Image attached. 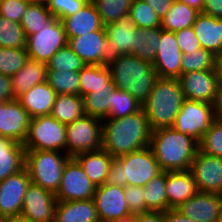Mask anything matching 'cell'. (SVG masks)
<instances>
[{
	"instance_id": "e575fe53",
	"label": "cell",
	"mask_w": 222,
	"mask_h": 222,
	"mask_svg": "<svg viewBox=\"0 0 222 222\" xmlns=\"http://www.w3.org/2000/svg\"><path fill=\"white\" fill-rule=\"evenodd\" d=\"M53 18L45 2L28 4L26 12L21 18V26L26 38L41 29Z\"/></svg>"
},
{
	"instance_id": "9a60e30c",
	"label": "cell",
	"mask_w": 222,
	"mask_h": 222,
	"mask_svg": "<svg viewBox=\"0 0 222 222\" xmlns=\"http://www.w3.org/2000/svg\"><path fill=\"white\" fill-rule=\"evenodd\" d=\"M178 81L184 99L213 103L219 85L217 69L181 74Z\"/></svg>"
},
{
	"instance_id": "7bdbcfd3",
	"label": "cell",
	"mask_w": 222,
	"mask_h": 222,
	"mask_svg": "<svg viewBox=\"0 0 222 222\" xmlns=\"http://www.w3.org/2000/svg\"><path fill=\"white\" fill-rule=\"evenodd\" d=\"M110 92L94 91L83 96L85 115L106 119L109 116Z\"/></svg>"
},
{
	"instance_id": "ba28073f",
	"label": "cell",
	"mask_w": 222,
	"mask_h": 222,
	"mask_svg": "<svg viewBox=\"0 0 222 222\" xmlns=\"http://www.w3.org/2000/svg\"><path fill=\"white\" fill-rule=\"evenodd\" d=\"M214 121L212 104L184 99L173 128L200 142Z\"/></svg>"
},
{
	"instance_id": "8992f818",
	"label": "cell",
	"mask_w": 222,
	"mask_h": 222,
	"mask_svg": "<svg viewBox=\"0 0 222 222\" xmlns=\"http://www.w3.org/2000/svg\"><path fill=\"white\" fill-rule=\"evenodd\" d=\"M22 145L25 150L65 152L66 125L51 115L31 118L27 136Z\"/></svg>"
},
{
	"instance_id": "484cf974",
	"label": "cell",
	"mask_w": 222,
	"mask_h": 222,
	"mask_svg": "<svg viewBox=\"0 0 222 222\" xmlns=\"http://www.w3.org/2000/svg\"><path fill=\"white\" fill-rule=\"evenodd\" d=\"M54 222H100L93 199L57 201Z\"/></svg>"
},
{
	"instance_id": "3957f363",
	"label": "cell",
	"mask_w": 222,
	"mask_h": 222,
	"mask_svg": "<svg viewBox=\"0 0 222 222\" xmlns=\"http://www.w3.org/2000/svg\"><path fill=\"white\" fill-rule=\"evenodd\" d=\"M116 88L131 94L143 104L159 78L153 64L131 54L120 55L107 66Z\"/></svg>"
},
{
	"instance_id": "b9f144b4",
	"label": "cell",
	"mask_w": 222,
	"mask_h": 222,
	"mask_svg": "<svg viewBox=\"0 0 222 222\" xmlns=\"http://www.w3.org/2000/svg\"><path fill=\"white\" fill-rule=\"evenodd\" d=\"M85 65L67 44L47 62V71H80Z\"/></svg>"
},
{
	"instance_id": "f546056e",
	"label": "cell",
	"mask_w": 222,
	"mask_h": 222,
	"mask_svg": "<svg viewBox=\"0 0 222 222\" xmlns=\"http://www.w3.org/2000/svg\"><path fill=\"white\" fill-rule=\"evenodd\" d=\"M79 77L82 97L94 91H113L116 88L107 66L85 65L79 71Z\"/></svg>"
},
{
	"instance_id": "f35d334b",
	"label": "cell",
	"mask_w": 222,
	"mask_h": 222,
	"mask_svg": "<svg viewBox=\"0 0 222 222\" xmlns=\"http://www.w3.org/2000/svg\"><path fill=\"white\" fill-rule=\"evenodd\" d=\"M216 69V56L200 47L192 53L182 54L181 74Z\"/></svg>"
},
{
	"instance_id": "f5cc1de1",
	"label": "cell",
	"mask_w": 222,
	"mask_h": 222,
	"mask_svg": "<svg viewBox=\"0 0 222 222\" xmlns=\"http://www.w3.org/2000/svg\"><path fill=\"white\" fill-rule=\"evenodd\" d=\"M152 7L155 13L162 20L167 14L175 0H143Z\"/></svg>"
},
{
	"instance_id": "816d5d0a",
	"label": "cell",
	"mask_w": 222,
	"mask_h": 222,
	"mask_svg": "<svg viewBox=\"0 0 222 222\" xmlns=\"http://www.w3.org/2000/svg\"><path fill=\"white\" fill-rule=\"evenodd\" d=\"M15 100L12 92L11 76L0 73V103Z\"/></svg>"
},
{
	"instance_id": "c3c4849f",
	"label": "cell",
	"mask_w": 222,
	"mask_h": 222,
	"mask_svg": "<svg viewBox=\"0 0 222 222\" xmlns=\"http://www.w3.org/2000/svg\"><path fill=\"white\" fill-rule=\"evenodd\" d=\"M28 4L23 0H0V16L20 23Z\"/></svg>"
},
{
	"instance_id": "e0dca14e",
	"label": "cell",
	"mask_w": 222,
	"mask_h": 222,
	"mask_svg": "<svg viewBox=\"0 0 222 222\" xmlns=\"http://www.w3.org/2000/svg\"><path fill=\"white\" fill-rule=\"evenodd\" d=\"M93 200L100 222H109L131 214L124 197V187L106 183L97 186Z\"/></svg>"
},
{
	"instance_id": "44dd1931",
	"label": "cell",
	"mask_w": 222,
	"mask_h": 222,
	"mask_svg": "<svg viewBox=\"0 0 222 222\" xmlns=\"http://www.w3.org/2000/svg\"><path fill=\"white\" fill-rule=\"evenodd\" d=\"M107 40L105 27L68 39V46L86 65H102V54Z\"/></svg>"
},
{
	"instance_id": "ac0fdd59",
	"label": "cell",
	"mask_w": 222,
	"mask_h": 222,
	"mask_svg": "<svg viewBox=\"0 0 222 222\" xmlns=\"http://www.w3.org/2000/svg\"><path fill=\"white\" fill-rule=\"evenodd\" d=\"M182 54L175 32L161 28L160 45L152 63L158 77L178 79L181 76Z\"/></svg>"
},
{
	"instance_id": "be15d7a7",
	"label": "cell",
	"mask_w": 222,
	"mask_h": 222,
	"mask_svg": "<svg viewBox=\"0 0 222 222\" xmlns=\"http://www.w3.org/2000/svg\"><path fill=\"white\" fill-rule=\"evenodd\" d=\"M23 1H26V2H28L29 4L45 2V0H23Z\"/></svg>"
},
{
	"instance_id": "30bf717a",
	"label": "cell",
	"mask_w": 222,
	"mask_h": 222,
	"mask_svg": "<svg viewBox=\"0 0 222 222\" xmlns=\"http://www.w3.org/2000/svg\"><path fill=\"white\" fill-rule=\"evenodd\" d=\"M116 159L123 165L122 175L127 186L144 187L162 172L149 146Z\"/></svg>"
},
{
	"instance_id": "7dc6e473",
	"label": "cell",
	"mask_w": 222,
	"mask_h": 222,
	"mask_svg": "<svg viewBox=\"0 0 222 222\" xmlns=\"http://www.w3.org/2000/svg\"><path fill=\"white\" fill-rule=\"evenodd\" d=\"M124 197L131 214L146 212L144 187L126 186L124 187Z\"/></svg>"
},
{
	"instance_id": "d6986e66",
	"label": "cell",
	"mask_w": 222,
	"mask_h": 222,
	"mask_svg": "<svg viewBox=\"0 0 222 222\" xmlns=\"http://www.w3.org/2000/svg\"><path fill=\"white\" fill-rule=\"evenodd\" d=\"M31 117L15 99L0 103V135L23 144L26 139Z\"/></svg>"
},
{
	"instance_id": "681fc988",
	"label": "cell",
	"mask_w": 222,
	"mask_h": 222,
	"mask_svg": "<svg viewBox=\"0 0 222 222\" xmlns=\"http://www.w3.org/2000/svg\"><path fill=\"white\" fill-rule=\"evenodd\" d=\"M175 37L183 54L192 53L201 47L193 27H187L175 32Z\"/></svg>"
},
{
	"instance_id": "7a4b0ae2",
	"label": "cell",
	"mask_w": 222,
	"mask_h": 222,
	"mask_svg": "<svg viewBox=\"0 0 222 222\" xmlns=\"http://www.w3.org/2000/svg\"><path fill=\"white\" fill-rule=\"evenodd\" d=\"M149 147L162 171H187L199 150V142L168 127L151 132Z\"/></svg>"
},
{
	"instance_id": "9c48e42d",
	"label": "cell",
	"mask_w": 222,
	"mask_h": 222,
	"mask_svg": "<svg viewBox=\"0 0 222 222\" xmlns=\"http://www.w3.org/2000/svg\"><path fill=\"white\" fill-rule=\"evenodd\" d=\"M67 43L68 39L61 20L53 17L40 32L27 37L28 58L47 64L50 58Z\"/></svg>"
},
{
	"instance_id": "9f6ffc18",
	"label": "cell",
	"mask_w": 222,
	"mask_h": 222,
	"mask_svg": "<svg viewBox=\"0 0 222 222\" xmlns=\"http://www.w3.org/2000/svg\"><path fill=\"white\" fill-rule=\"evenodd\" d=\"M137 222H165L164 212L148 211L145 213H138Z\"/></svg>"
},
{
	"instance_id": "4316f807",
	"label": "cell",
	"mask_w": 222,
	"mask_h": 222,
	"mask_svg": "<svg viewBox=\"0 0 222 222\" xmlns=\"http://www.w3.org/2000/svg\"><path fill=\"white\" fill-rule=\"evenodd\" d=\"M74 158L96 187L106 183L109 168L114 159L109 153L99 149L78 154Z\"/></svg>"
},
{
	"instance_id": "94428289",
	"label": "cell",
	"mask_w": 222,
	"mask_h": 222,
	"mask_svg": "<svg viewBox=\"0 0 222 222\" xmlns=\"http://www.w3.org/2000/svg\"><path fill=\"white\" fill-rule=\"evenodd\" d=\"M0 222H36V221L28 220L26 218L18 216V217H5L0 219Z\"/></svg>"
},
{
	"instance_id": "5bb4252c",
	"label": "cell",
	"mask_w": 222,
	"mask_h": 222,
	"mask_svg": "<svg viewBox=\"0 0 222 222\" xmlns=\"http://www.w3.org/2000/svg\"><path fill=\"white\" fill-rule=\"evenodd\" d=\"M30 183L26 168L0 182V219L21 216L24 195Z\"/></svg>"
},
{
	"instance_id": "60d3db41",
	"label": "cell",
	"mask_w": 222,
	"mask_h": 222,
	"mask_svg": "<svg viewBox=\"0 0 222 222\" xmlns=\"http://www.w3.org/2000/svg\"><path fill=\"white\" fill-rule=\"evenodd\" d=\"M26 40L20 23L0 16V47L26 48Z\"/></svg>"
},
{
	"instance_id": "6f0895ef",
	"label": "cell",
	"mask_w": 222,
	"mask_h": 222,
	"mask_svg": "<svg viewBox=\"0 0 222 222\" xmlns=\"http://www.w3.org/2000/svg\"><path fill=\"white\" fill-rule=\"evenodd\" d=\"M215 120L222 121V85H218L214 101L212 103Z\"/></svg>"
},
{
	"instance_id": "83f0119b",
	"label": "cell",
	"mask_w": 222,
	"mask_h": 222,
	"mask_svg": "<svg viewBox=\"0 0 222 222\" xmlns=\"http://www.w3.org/2000/svg\"><path fill=\"white\" fill-rule=\"evenodd\" d=\"M47 64L28 59L24 66L11 76L13 97L17 99L21 94L30 90L36 84L46 81Z\"/></svg>"
},
{
	"instance_id": "7402d4cb",
	"label": "cell",
	"mask_w": 222,
	"mask_h": 222,
	"mask_svg": "<svg viewBox=\"0 0 222 222\" xmlns=\"http://www.w3.org/2000/svg\"><path fill=\"white\" fill-rule=\"evenodd\" d=\"M56 92L44 81L36 84L17 98L31 118L50 115Z\"/></svg>"
},
{
	"instance_id": "4dcf8cb0",
	"label": "cell",
	"mask_w": 222,
	"mask_h": 222,
	"mask_svg": "<svg viewBox=\"0 0 222 222\" xmlns=\"http://www.w3.org/2000/svg\"><path fill=\"white\" fill-rule=\"evenodd\" d=\"M50 115L57 121L67 125L85 115L83 97L80 95H56Z\"/></svg>"
},
{
	"instance_id": "52a82bcc",
	"label": "cell",
	"mask_w": 222,
	"mask_h": 222,
	"mask_svg": "<svg viewBox=\"0 0 222 222\" xmlns=\"http://www.w3.org/2000/svg\"><path fill=\"white\" fill-rule=\"evenodd\" d=\"M102 149V120L84 115L66 125L65 152L70 157Z\"/></svg>"
},
{
	"instance_id": "8d00e7d4",
	"label": "cell",
	"mask_w": 222,
	"mask_h": 222,
	"mask_svg": "<svg viewBox=\"0 0 222 222\" xmlns=\"http://www.w3.org/2000/svg\"><path fill=\"white\" fill-rule=\"evenodd\" d=\"M105 26L127 16L133 0H91Z\"/></svg>"
},
{
	"instance_id": "680465c9",
	"label": "cell",
	"mask_w": 222,
	"mask_h": 222,
	"mask_svg": "<svg viewBox=\"0 0 222 222\" xmlns=\"http://www.w3.org/2000/svg\"><path fill=\"white\" fill-rule=\"evenodd\" d=\"M178 1L187 4L191 8L198 11L199 13L203 12V7H204L205 0H178Z\"/></svg>"
},
{
	"instance_id": "91938a15",
	"label": "cell",
	"mask_w": 222,
	"mask_h": 222,
	"mask_svg": "<svg viewBox=\"0 0 222 222\" xmlns=\"http://www.w3.org/2000/svg\"><path fill=\"white\" fill-rule=\"evenodd\" d=\"M109 222H137V214H129Z\"/></svg>"
},
{
	"instance_id": "ee69618b",
	"label": "cell",
	"mask_w": 222,
	"mask_h": 222,
	"mask_svg": "<svg viewBox=\"0 0 222 222\" xmlns=\"http://www.w3.org/2000/svg\"><path fill=\"white\" fill-rule=\"evenodd\" d=\"M28 59L26 48L0 47V73L12 76L24 66Z\"/></svg>"
},
{
	"instance_id": "f1b7e54d",
	"label": "cell",
	"mask_w": 222,
	"mask_h": 222,
	"mask_svg": "<svg viewBox=\"0 0 222 222\" xmlns=\"http://www.w3.org/2000/svg\"><path fill=\"white\" fill-rule=\"evenodd\" d=\"M24 146L0 135V182L25 168Z\"/></svg>"
},
{
	"instance_id": "ffe728a7",
	"label": "cell",
	"mask_w": 222,
	"mask_h": 222,
	"mask_svg": "<svg viewBox=\"0 0 222 222\" xmlns=\"http://www.w3.org/2000/svg\"><path fill=\"white\" fill-rule=\"evenodd\" d=\"M176 209L198 222H217L222 213V195L198 191Z\"/></svg>"
},
{
	"instance_id": "6125c7cd",
	"label": "cell",
	"mask_w": 222,
	"mask_h": 222,
	"mask_svg": "<svg viewBox=\"0 0 222 222\" xmlns=\"http://www.w3.org/2000/svg\"><path fill=\"white\" fill-rule=\"evenodd\" d=\"M216 69L218 72L219 84L222 85V55L216 57Z\"/></svg>"
},
{
	"instance_id": "f907efd6",
	"label": "cell",
	"mask_w": 222,
	"mask_h": 222,
	"mask_svg": "<svg viewBox=\"0 0 222 222\" xmlns=\"http://www.w3.org/2000/svg\"><path fill=\"white\" fill-rule=\"evenodd\" d=\"M122 170L123 165L114 158L109 168L106 184L126 187L127 180H123Z\"/></svg>"
},
{
	"instance_id": "d4e9b609",
	"label": "cell",
	"mask_w": 222,
	"mask_h": 222,
	"mask_svg": "<svg viewBox=\"0 0 222 222\" xmlns=\"http://www.w3.org/2000/svg\"><path fill=\"white\" fill-rule=\"evenodd\" d=\"M61 22L67 39L100 30L104 26L91 0L74 15L61 19Z\"/></svg>"
},
{
	"instance_id": "d6a6232c",
	"label": "cell",
	"mask_w": 222,
	"mask_h": 222,
	"mask_svg": "<svg viewBox=\"0 0 222 222\" xmlns=\"http://www.w3.org/2000/svg\"><path fill=\"white\" fill-rule=\"evenodd\" d=\"M198 14V11L187 4L175 0L161 20V28L166 31L177 32L192 27Z\"/></svg>"
},
{
	"instance_id": "d590c367",
	"label": "cell",
	"mask_w": 222,
	"mask_h": 222,
	"mask_svg": "<svg viewBox=\"0 0 222 222\" xmlns=\"http://www.w3.org/2000/svg\"><path fill=\"white\" fill-rule=\"evenodd\" d=\"M46 81L57 95H80L79 71H47Z\"/></svg>"
},
{
	"instance_id": "cb8c5ba5",
	"label": "cell",
	"mask_w": 222,
	"mask_h": 222,
	"mask_svg": "<svg viewBox=\"0 0 222 222\" xmlns=\"http://www.w3.org/2000/svg\"><path fill=\"white\" fill-rule=\"evenodd\" d=\"M197 192L198 188L190 170L166 171V194L169 209L177 208Z\"/></svg>"
},
{
	"instance_id": "8fae6325",
	"label": "cell",
	"mask_w": 222,
	"mask_h": 222,
	"mask_svg": "<svg viewBox=\"0 0 222 222\" xmlns=\"http://www.w3.org/2000/svg\"><path fill=\"white\" fill-rule=\"evenodd\" d=\"M96 186L91 182L79 162L70 157L64 165L57 201L93 199Z\"/></svg>"
},
{
	"instance_id": "836d02e7",
	"label": "cell",
	"mask_w": 222,
	"mask_h": 222,
	"mask_svg": "<svg viewBox=\"0 0 222 222\" xmlns=\"http://www.w3.org/2000/svg\"><path fill=\"white\" fill-rule=\"evenodd\" d=\"M146 212L168 210L166 194V171H162L144 186Z\"/></svg>"
},
{
	"instance_id": "603a6c76",
	"label": "cell",
	"mask_w": 222,
	"mask_h": 222,
	"mask_svg": "<svg viewBox=\"0 0 222 222\" xmlns=\"http://www.w3.org/2000/svg\"><path fill=\"white\" fill-rule=\"evenodd\" d=\"M192 27L202 48L216 57L222 55V19L199 13Z\"/></svg>"
},
{
	"instance_id": "7c38bea8",
	"label": "cell",
	"mask_w": 222,
	"mask_h": 222,
	"mask_svg": "<svg viewBox=\"0 0 222 222\" xmlns=\"http://www.w3.org/2000/svg\"><path fill=\"white\" fill-rule=\"evenodd\" d=\"M104 27L107 40L102 54V65L109 66L120 55L131 54L136 27L128 15Z\"/></svg>"
},
{
	"instance_id": "74e56055",
	"label": "cell",
	"mask_w": 222,
	"mask_h": 222,
	"mask_svg": "<svg viewBox=\"0 0 222 222\" xmlns=\"http://www.w3.org/2000/svg\"><path fill=\"white\" fill-rule=\"evenodd\" d=\"M142 108L131 94L115 88L110 92L109 116L107 118H121L133 114Z\"/></svg>"
},
{
	"instance_id": "ab89813d",
	"label": "cell",
	"mask_w": 222,
	"mask_h": 222,
	"mask_svg": "<svg viewBox=\"0 0 222 222\" xmlns=\"http://www.w3.org/2000/svg\"><path fill=\"white\" fill-rule=\"evenodd\" d=\"M128 16L135 27L144 29L161 27V19L152 7L143 0H133Z\"/></svg>"
},
{
	"instance_id": "db71d44e",
	"label": "cell",
	"mask_w": 222,
	"mask_h": 222,
	"mask_svg": "<svg viewBox=\"0 0 222 222\" xmlns=\"http://www.w3.org/2000/svg\"><path fill=\"white\" fill-rule=\"evenodd\" d=\"M202 13L222 19V0H205Z\"/></svg>"
},
{
	"instance_id": "277c9868",
	"label": "cell",
	"mask_w": 222,
	"mask_h": 222,
	"mask_svg": "<svg viewBox=\"0 0 222 222\" xmlns=\"http://www.w3.org/2000/svg\"><path fill=\"white\" fill-rule=\"evenodd\" d=\"M184 100L177 78H158L142 108L151 131L173 127Z\"/></svg>"
},
{
	"instance_id": "bcb514c9",
	"label": "cell",
	"mask_w": 222,
	"mask_h": 222,
	"mask_svg": "<svg viewBox=\"0 0 222 222\" xmlns=\"http://www.w3.org/2000/svg\"><path fill=\"white\" fill-rule=\"evenodd\" d=\"M90 0H45L47 9L59 20L69 17L82 9Z\"/></svg>"
},
{
	"instance_id": "6da1fadb",
	"label": "cell",
	"mask_w": 222,
	"mask_h": 222,
	"mask_svg": "<svg viewBox=\"0 0 222 222\" xmlns=\"http://www.w3.org/2000/svg\"><path fill=\"white\" fill-rule=\"evenodd\" d=\"M151 132L143 108L125 117L106 118L102 120V149L118 158L148 147Z\"/></svg>"
},
{
	"instance_id": "5b68a950",
	"label": "cell",
	"mask_w": 222,
	"mask_h": 222,
	"mask_svg": "<svg viewBox=\"0 0 222 222\" xmlns=\"http://www.w3.org/2000/svg\"><path fill=\"white\" fill-rule=\"evenodd\" d=\"M69 158L70 156L62 151L26 150L25 168L31 183L56 194L64 165Z\"/></svg>"
},
{
	"instance_id": "f6af8a7d",
	"label": "cell",
	"mask_w": 222,
	"mask_h": 222,
	"mask_svg": "<svg viewBox=\"0 0 222 222\" xmlns=\"http://www.w3.org/2000/svg\"><path fill=\"white\" fill-rule=\"evenodd\" d=\"M199 150L222 158V121L215 120L199 142Z\"/></svg>"
},
{
	"instance_id": "4fadbf2b",
	"label": "cell",
	"mask_w": 222,
	"mask_h": 222,
	"mask_svg": "<svg viewBox=\"0 0 222 222\" xmlns=\"http://www.w3.org/2000/svg\"><path fill=\"white\" fill-rule=\"evenodd\" d=\"M190 171L198 191L222 195V158L204 153L195 154Z\"/></svg>"
},
{
	"instance_id": "11a10c76",
	"label": "cell",
	"mask_w": 222,
	"mask_h": 222,
	"mask_svg": "<svg viewBox=\"0 0 222 222\" xmlns=\"http://www.w3.org/2000/svg\"><path fill=\"white\" fill-rule=\"evenodd\" d=\"M164 220L165 222H198L182 215L176 208L164 211Z\"/></svg>"
},
{
	"instance_id": "1f68e13d",
	"label": "cell",
	"mask_w": 222,
	"mask_h": 222,
	"mask_svg": "<svg viewBox=\"0 0 222 222\" xmlns=\"http://www.w3.org/2000/svg\"><path fill=\"white\" fill-rule=\"evenodd\" d=\"M160 37L161 27L154 29L136 27L131 55L153 63L160 45Z\"/></svg>"
},
{
	"instance_id": "e7e4bbea",
	"label": "cell",
	"mask_w": 222,
	"mask_h": 222,
	"mask_svg": "<svg viewBox=\"0 0 222 222\" xmlns=\"http://www.w3.org/2000/svg\"><path fill=\"white\" fill-rule=\"evenodd\" d=\"M217 222H222V213L220 214L219 218L217 219Z\"/></svg>"
},
{
	"instance_id": "2e32d148",
	"label": "cell",
	"mask_w": 222,
	"mask_h": 222,
	"mask_svg": "<svg viewBox=\"0 0 222 222\" xmlns=\"http://www.w3.org/2000/svg\"><path fill=\"white\" fill-rule=\"evenodd\" d=\"M55 194L30 183L24 195L21 217L36 222H54Z\"/></svg>"
}]
</instances>
